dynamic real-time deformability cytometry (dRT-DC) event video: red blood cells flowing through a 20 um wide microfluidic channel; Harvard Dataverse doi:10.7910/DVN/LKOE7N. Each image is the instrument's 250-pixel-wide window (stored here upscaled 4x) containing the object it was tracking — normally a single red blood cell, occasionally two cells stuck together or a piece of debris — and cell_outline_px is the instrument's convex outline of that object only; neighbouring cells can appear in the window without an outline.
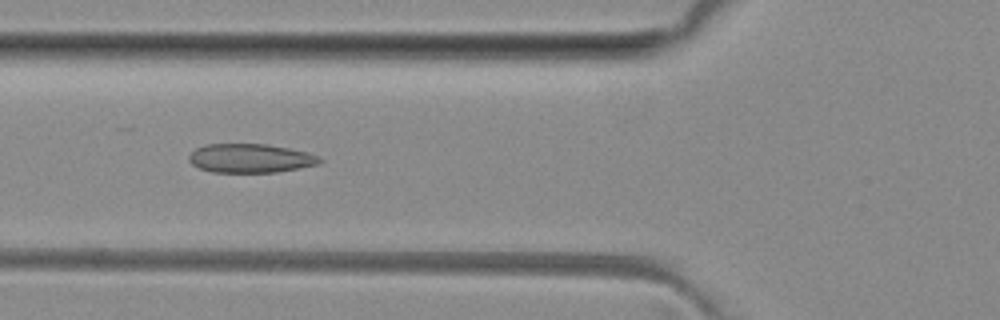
{"species": "common noctule bat (a hibernating species)", "species_latin": "Nyctalus noctula", "temperature_condition": "room temperature", "stored_images_in_passage": 6, "camera_frame_rate_fps": 3000, "um_per_image_px": 0.085, "animal": {"sex": "female", "body_mass_g": 29.2, "forearm_length_mm": 56.3}, "frame": {"image": 1, "passage_image": 6, "time_ms": 5.667, "image_size_px": [1000, 320], "cell_outline_px": [[324, 160], [320, 164], [300, 168], [276, 172], [212, 172], [200, 168], [192, 164], [188, 160], [188, 156], [196, 148], [204, 144], [268, 144], [308, 152], [320, 156]], "centroid_in_image_um": [21.32, 13.45], "position_along_channel_um": 104.5, "area_um2": 22.2}}